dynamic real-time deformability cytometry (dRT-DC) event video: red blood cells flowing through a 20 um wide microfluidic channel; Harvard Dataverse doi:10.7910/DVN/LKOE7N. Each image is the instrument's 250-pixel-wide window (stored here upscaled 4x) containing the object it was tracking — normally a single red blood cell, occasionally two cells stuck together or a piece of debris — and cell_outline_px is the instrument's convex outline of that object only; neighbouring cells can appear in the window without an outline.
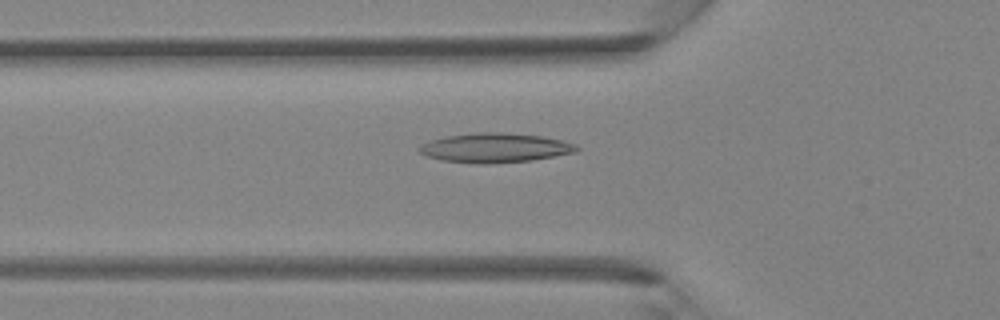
{"species": "Egyptian fruit bat (a non-hibernating species)", "species_latin": "Rousettus aegyptiacus", "temperature_condition": "room temperature", "stored_images_in_passage": 32, "camera_frame_rate_fps": 3000, "um_per_image_px": 0.085, "animal": {"sex": "female"}, "frame": {"image": 1, "passage_image": 10, "time_ms": 3.0, "image_size_px": [1000, 320], "cell_outline_px": [[580, 148], [576, 152], [532, 160], [484, 164], [480, 164], [440, 160], [428, 156], [420, 152], [420, 144], [432, 140], [448, 136], [476, 132], [500, 132], [540, 136], [560, 140], [576, 144]], "centroid_in_image_um": [42.09, 12.57], "position_along_channel_um": 83.7, "area_um2": 26.7}}
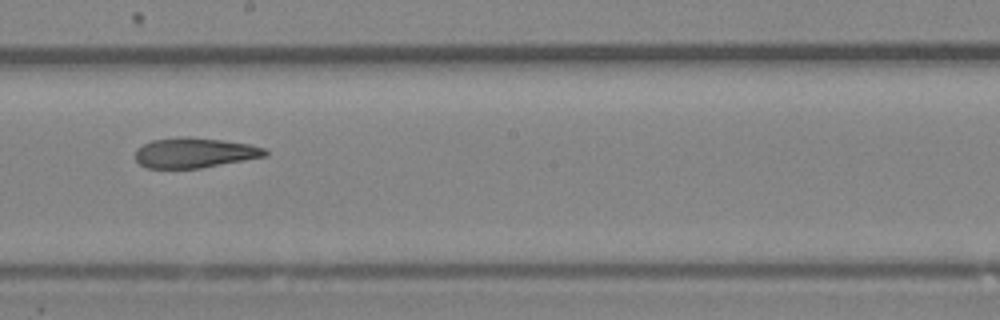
{"frame": {"image": 2, "passage_image": 19, "time_ms": 6.0, "image_size_px": [1000, 320], "cell_outline_px": [[268, 156], [200, 168], [144, 168], [136, 160], [136, 148], [152, 140], [180, 136], [184, 136], [220, 140], [252, 144], [264, 148], [268, 152]], "centroid_in_image_um": [16.54, 12.98], "position_along_channel_um": 231.7, "area_um2": 22.83}}
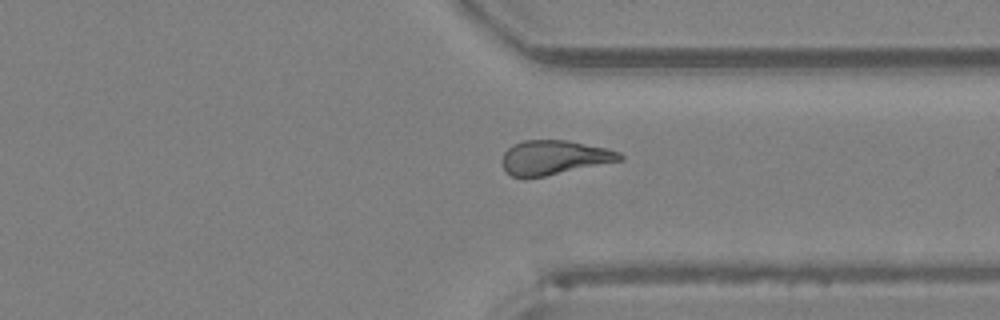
{"frame": {"image": 3, "passage_image": 27, "time_ms": 8.667, "image_size_px": [1000, 320], "cell_outline_px": [[624, 160], [544, 176], [512, 176], [504, 168], [504, 152], [512, 144], [524, 140], [564, 140], [608, 148], [620, 152], [624, 156]], "centroid_in_image_um": [47.17, 13.36], "position_along_channel_um": 364.2, "area_um2": 23.18}}